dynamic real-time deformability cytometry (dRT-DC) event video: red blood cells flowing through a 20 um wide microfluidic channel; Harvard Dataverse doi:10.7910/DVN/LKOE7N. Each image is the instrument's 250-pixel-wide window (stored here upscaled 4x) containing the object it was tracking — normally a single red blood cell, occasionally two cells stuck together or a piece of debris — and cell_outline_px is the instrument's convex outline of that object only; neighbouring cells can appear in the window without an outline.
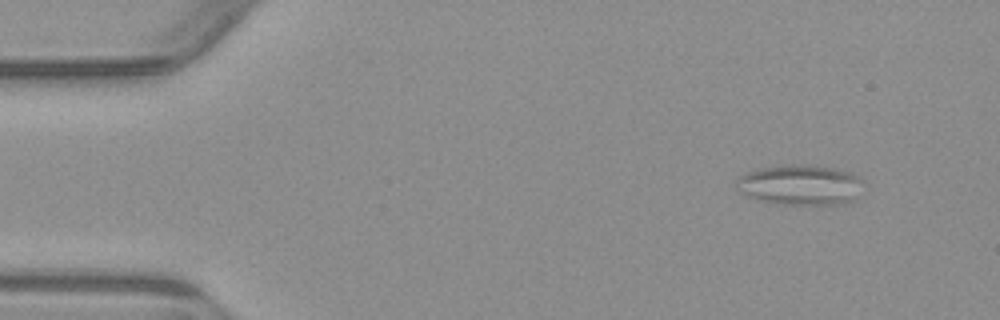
{"species": "common noctule bat (a hibernating species)", "species_latin": "Nyctalus noctula", "temperature_condition": "warm", "stored_images_in_passage": 5, "camera_frame_rate_fps": 3000, "um_per_image_px": 0.085, "animal": {"sex": "male", "body_mass_g": 23.1, "forearm_length_mm": 52.7}, "frame": {"image": 1, "passage_image": 2, "time_ms": 1.333, "image_size_px": [1000, 320], "cell_outline_px": [[864, 180], [852, 200], [844, 204], [776, 204], [756, 200], [736, 192], [736, 180], [740, 176], [748, 172], [764, 168], [832, 168], [852, 172]], "centroid_in_image_um": [67.98, 15.79], "position_along_channel_um": 17.0, "area_um2": 28.67}}